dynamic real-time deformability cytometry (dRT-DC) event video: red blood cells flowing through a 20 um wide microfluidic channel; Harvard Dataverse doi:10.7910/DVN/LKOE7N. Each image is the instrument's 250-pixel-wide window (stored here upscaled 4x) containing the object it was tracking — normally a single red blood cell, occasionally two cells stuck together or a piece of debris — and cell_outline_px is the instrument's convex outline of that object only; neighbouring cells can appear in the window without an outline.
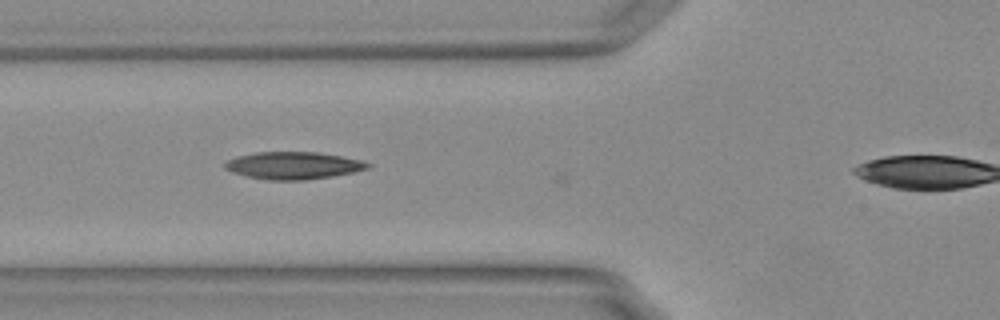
{"species": "Egyptian fruit bat (a non-hibernating species)", "species_latin": "Rousettus aegyptiacus", "temperature_condition": "warm", "stored_images_in_passage": 34, "camera_frame_rate_fps": 3000, "um_per_image_px": 0.085, "animal": {"sex": "female"}, "frame": {"image": 1, "passage_image": 7, "time_ms": 2.0, "image_size_px": [1000, 320], "cell_outline_px": [[372, 164], [368, 168], [352, 172], [332, 176], [304, 180], [268, 180], [248, 176], [232, 172], [224, 168], [224, 164], [228, 160], [236, 156], [256, 152], [320, 152], [360, 160]], "centroid_in_image_um": [24.91, 14.06], "position_along_channel_um": 100.9, "area_um2": 22.6}}